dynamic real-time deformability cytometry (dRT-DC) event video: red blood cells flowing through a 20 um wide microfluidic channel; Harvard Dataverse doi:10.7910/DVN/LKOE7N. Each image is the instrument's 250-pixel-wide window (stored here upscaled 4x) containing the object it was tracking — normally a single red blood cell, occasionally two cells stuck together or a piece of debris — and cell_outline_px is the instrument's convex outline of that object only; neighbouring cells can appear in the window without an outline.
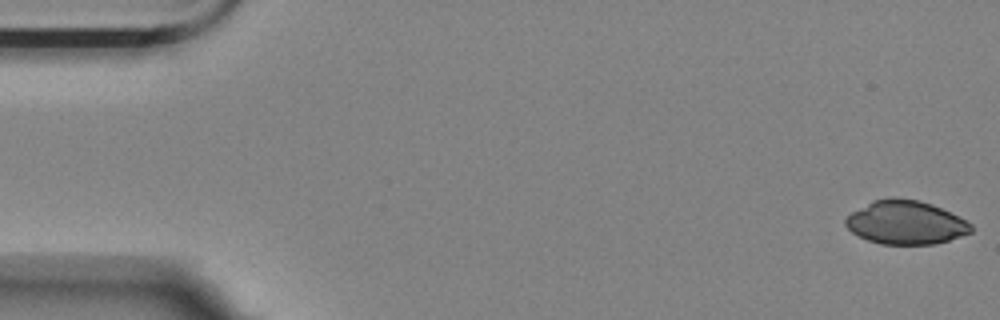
{"species": "Egyptian fruit bat (a non-hibernating species)", "species_latin": "Rousettus aegyptiacus", "temperature_condition": "room temperature", "stored_images_in_passage": 7, "camera_frame_rate_fps": 3000, "um_per_image_px": 0.085, "animal": {"sex": "female"}, "frame": {"image": 1, "passage_image": 1, "time_ms": 0.0, "image_size_px": [1000, 320], "cell_outline_px": [[972, 232], [936, 244], [880, 244], [868, 240], [852, 232], [844, 224], [844, 220], [852, 212], [872, 200], [892, 196], [920, 200], [932, 204], [972, 224]], "centroid_in_image_um": [76.95, 18.9], "position_along_channel_um": 8.0, "area_um2": 31.79}}